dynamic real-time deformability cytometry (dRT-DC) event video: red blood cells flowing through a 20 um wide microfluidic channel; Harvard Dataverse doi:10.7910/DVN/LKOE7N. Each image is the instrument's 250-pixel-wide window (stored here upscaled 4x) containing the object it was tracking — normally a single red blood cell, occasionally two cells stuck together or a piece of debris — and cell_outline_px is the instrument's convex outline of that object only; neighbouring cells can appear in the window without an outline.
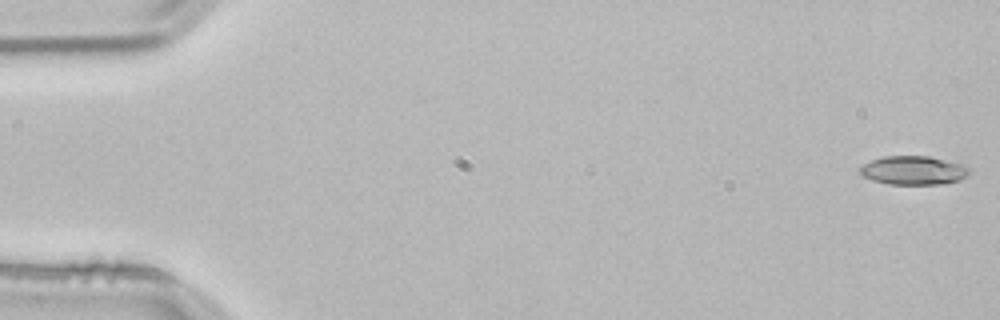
{"species": "common noctule bat (a hibernating species)", "species_latin": "Nyctalus noctula", "temperature_condition": "room temperature", "stored_images_in_passage": 53, "camera_frame_rate_fps": 3000, "um_per_image_px": 0.085, "animal": {"sex": "male", "body_mass_g": 21.5, "forearm_length_mm": 52.0}, "frame": {"image": 1, "passage_image": 1, "time_ms": 0.0, "image_size_px": [1000, 320], "cell_outline_px": [[968, 176], [960, 180], [940, 184], [888, 184], [872, 180], [860, 176], [856, 172], [864, 164], [872, 160], [884, 156], [928, 156], [964, 164], [968, 168]], "centroid_in_image_um": [77.61, 14.48], "position_along_channel_um": 7.4, "area_um2": 18.44}}
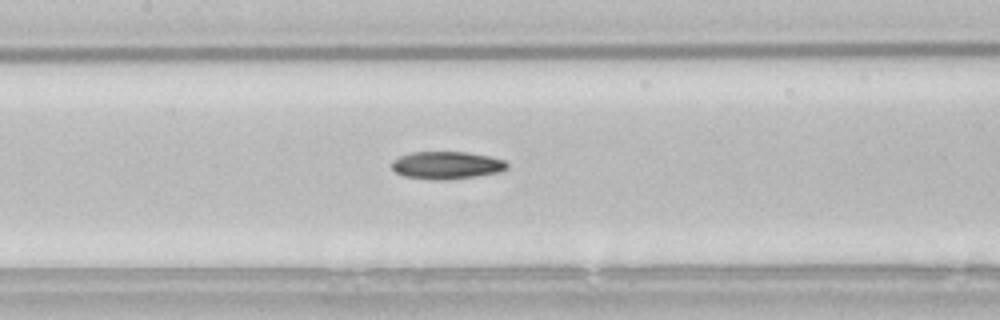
{"frame": {"image": 2, "passage_image": 25, "time_ms": 8.0, "image_size_px": [1000, 320], "cell_outline_px": [[508, 168], [500, 172], [476, 176], [444, 180], [432, 180], [404, 176], [396, 172], [392, 168], [392, 160], [400, 156], [412, 152], [468, 152], [488, 156], [504, 160], [508, 164]], "centroid_in_image_um": [37.97, 14.05], "position_along_channel_um": 169.4, "area_um2": 18.55}}
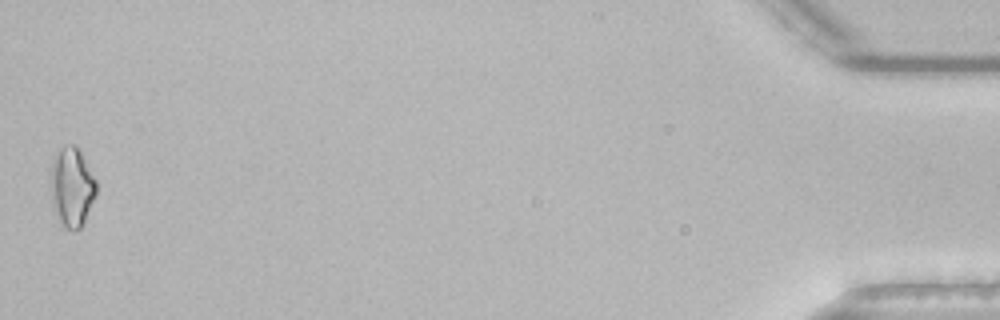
{"frame": {"image": 3, "passage_image": 53, "time_ms": 17.333, "image_size_px": [1000, 320], "cell_outline_px": [[96, 196], [84, 224], [80, 228], [64, 228], [56, 212], [52, 196], [52, 176], [56, 156], [60, 148], [72, 144], [80, 152], [96, 180]], "centroid_in_image_um": [6.17, 15.94], "position_along_channel_um": 429.0, "area_um2": 20.11}, "authors_computed_cell_mechanics": {"area_um2": 18.207, "velocity_mm_per_s": 3.826, "shape_relaxation_time_tau1_ms": 6.6778, "shape_relaxation_time_tau2_ms": 9.5717, "deformation_change_tau1": 0.1615, "deformation_change_tau2": 0.2079}}